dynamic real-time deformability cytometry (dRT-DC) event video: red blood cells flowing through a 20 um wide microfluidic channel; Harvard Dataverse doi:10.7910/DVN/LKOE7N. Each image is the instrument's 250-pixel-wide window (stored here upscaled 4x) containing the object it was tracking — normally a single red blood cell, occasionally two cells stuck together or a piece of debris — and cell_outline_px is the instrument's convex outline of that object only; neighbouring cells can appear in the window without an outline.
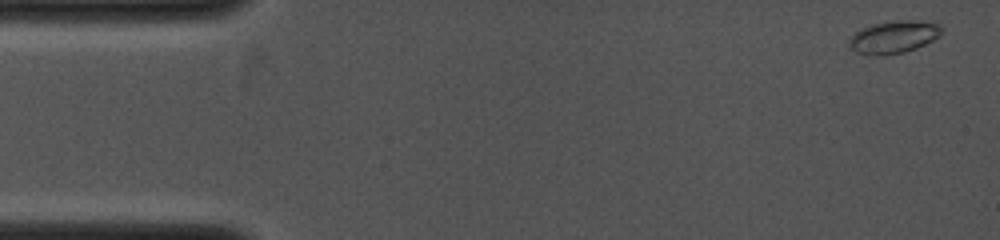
{"species": "common noctule bat (a hibernating species)", "species_latin": "Nyctalus noctula", "temperature_condition": "cold", "stored_images_in_passage": 12, "camera_frame_rate_fps": 4000, "um_per_image_px": 0.085, "animal": {"sex": "female", "body_mass_g": 19.0, "forearm_length_mm": 53.3}, "frame": {"image": 1, "passage_image": 1, "time_ms": 0.0, "image_size_px": [1000, 240], "cell_outline_px": [[940, 36], [916, 48], [904, 52], [884, 56], [876, 56], [856, 52], [848, 44], [848, 40], [860, 28], [872, 24], [896, 20], [936, 20], [940, 24]], "centroid_in_image_um": [75.99, 3.12], "position_along_channel_um": 9.0, "area_um2": 17.8}}
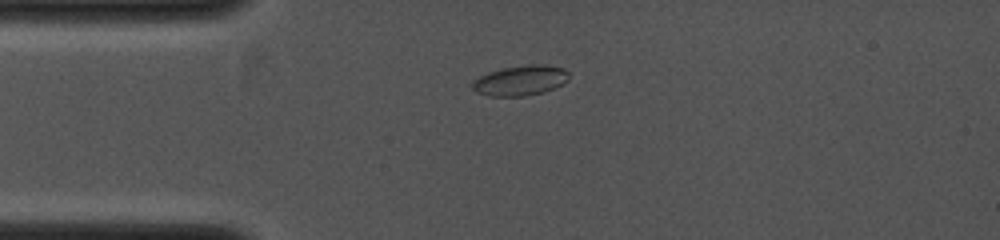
{"frame": {"image": 2, "passage_image": 8, "time_ms": 2.5, "image_size_px": [1000, 240], "cell_outline_px": [[568, 80], [544, 92], [524, 96], [488, 96], [476, 92], [472, 88], [472, 80], [488, 72], [504, 68], [528, 64], [540, 64], [564, 68], [568, 72]], "centroid_in_image_um": [44.2, 6.84], "position_along_channel_um": 40.8, "area_um2": 16.88}}
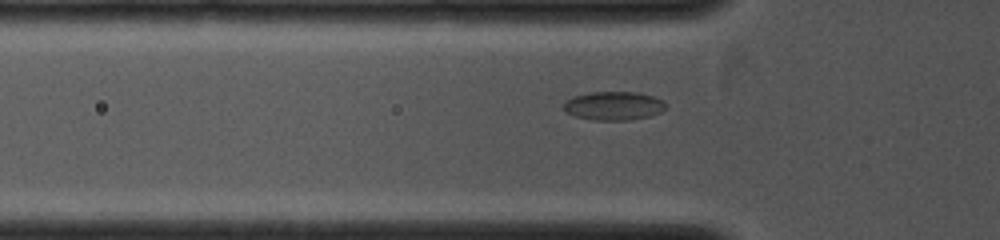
{"frame": {"image": 3, "passage_image": 11, "time_ms": 3.5, "image_size_px": [1000, 240], "cell_outline_px": [[668, 108], [660, 112], [648, 116], [632, 120], [592, 120], [576, 116], [564, 112], [564, 104], [572, 96], [592, 92], [636, 92], [652, 96], [664, 100], [668, 104]], "centroid_in_image_um": [52.2, 8.99], "position_along_channel_um": 73.6, "area_um2": 17.17}}